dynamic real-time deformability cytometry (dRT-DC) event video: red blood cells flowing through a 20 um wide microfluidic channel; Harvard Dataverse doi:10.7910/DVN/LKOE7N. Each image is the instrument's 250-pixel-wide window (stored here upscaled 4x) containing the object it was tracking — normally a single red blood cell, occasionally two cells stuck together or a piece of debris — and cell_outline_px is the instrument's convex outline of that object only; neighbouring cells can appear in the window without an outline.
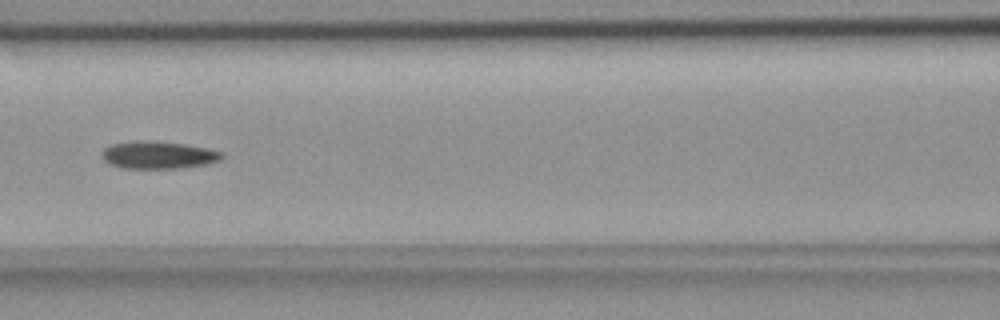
{"species": "common noctule bat (a hibernating species)", "species_latin": "Nyctalus noctula", "temperature_condition": "room temperature", "stored_images_in_passage": 16, "camera_frame_rate_fps": 3000, "um_per_image_px": 0.085, "animal": {"sex": "female", "body_mass_g": 18.4}, "frame": {"image": 1, "passage_image": 10, "time_ms": 3.0, "image_size_px": [1000, 320], "cell_outline_px": [[224, 156], [220, 160], [208, 164], [180, 168], [124, 168], [108, 164], [100, 156], [100, 152], [104, 148], [112, 144], [132, 140], [140, 140], [188, 144], [208, 148], [224, 152]], "centroid_in_image_um": [13.45, 13.17], "position_along_channel_um": 153.2, "area_um2": 19.54}}